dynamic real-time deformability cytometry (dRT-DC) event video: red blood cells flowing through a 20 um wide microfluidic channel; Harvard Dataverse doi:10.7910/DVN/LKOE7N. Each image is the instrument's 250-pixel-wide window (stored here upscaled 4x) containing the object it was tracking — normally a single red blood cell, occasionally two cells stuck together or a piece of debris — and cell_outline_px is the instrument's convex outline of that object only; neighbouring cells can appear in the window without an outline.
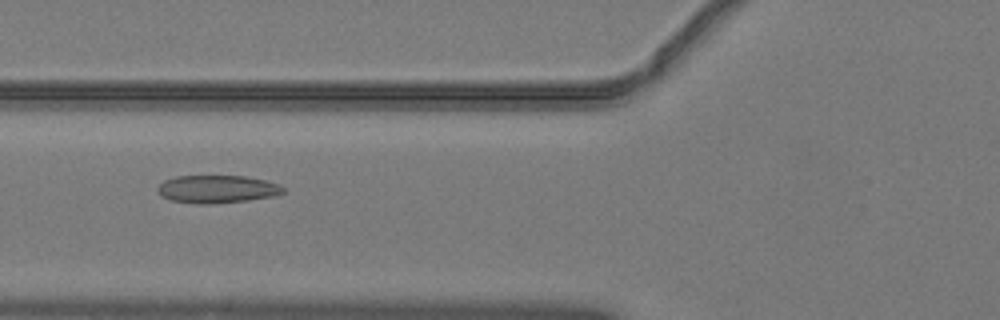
{"species": "common noctule bat (a hibernating species)", "species_latin": "Nyctalus noctula", "temperature_condition": "warm", "stored_images_in_passage": 52, "camera_frame_rate_fps": 3000, "um_per_image_px": 0.085, "animal": {"sex": "male", "body_mass_g": 19.2, "forearm_length_mm": 51.8}, "frame": {"image": 1, "passage_image": 21, "time_ms": 6.667, "image_size_px": [1000, 320], "cell_outline_px": [[284, 192], [276, 196], [248, 200], [208, 204], [200, 204], [172, 200], [160, 196], [156, 188], [164, 180], [176, 176], [244, 176], [264, 180], [280, 184], [284, 188]], "centroid_in_image_um": [18.45, 16.07], "position_along_channel_um": 107.3, "area_um2": 20.35}}
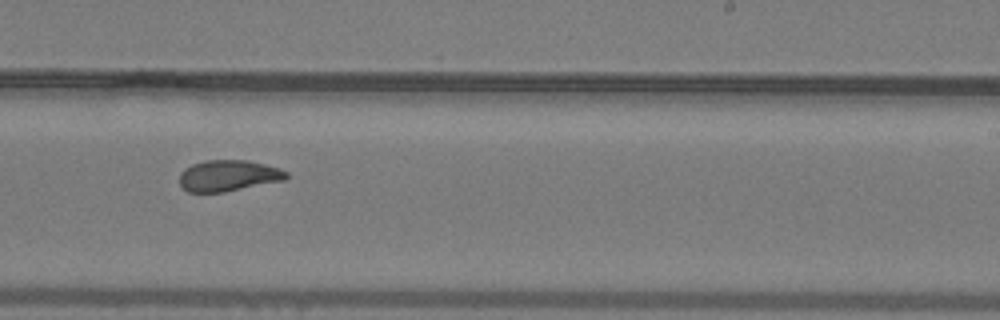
{"frame": {"image": 2, "passage_image": 33, "time_ms": 10.667, "image_size_px": [1000, 320], "cell_outline_px": [[288, 176], [284, 180], [224, 192], [188, 192], [180, 184], [180, 172], [184, 168], [192, 164], [204, 160], [248, 160], [280, 168], [288, 172]], "centroid_in_image_um": [19.4, 14.92], "position_along_channel_um": 269.6, "area_um2": 19.42}}
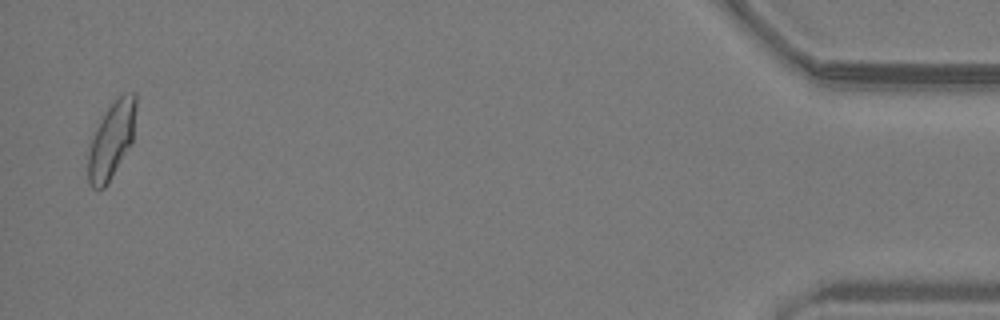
{"frame": {"image": 3, "passage_image": 51, "time_ms": 16.667, "image_size_px": [1000, 320], "cell_outline_px": [[136, 108], [132, 144], [108, 184], [104, 188], [92, 188], [88, 184], [88, 152], [96, 128], [104, 112], [116, 96], [124, 92], [136, 92]], "centroid_in_image_um": [9.5, 11.88], "position_along_channel_um": 425.7, "area_um2": 21.68}, "authors_computed_cell_mechanics": {"area_um2": 20.4034, "velocity_mm_per_s": 4.0545, "shape_relaxation_time_tau1_ms": null, "shape_relaxation_time_tau2_ms": 1.362, "deformation_change_tau1": null, "deformation_change_tau2": 0.0624}}